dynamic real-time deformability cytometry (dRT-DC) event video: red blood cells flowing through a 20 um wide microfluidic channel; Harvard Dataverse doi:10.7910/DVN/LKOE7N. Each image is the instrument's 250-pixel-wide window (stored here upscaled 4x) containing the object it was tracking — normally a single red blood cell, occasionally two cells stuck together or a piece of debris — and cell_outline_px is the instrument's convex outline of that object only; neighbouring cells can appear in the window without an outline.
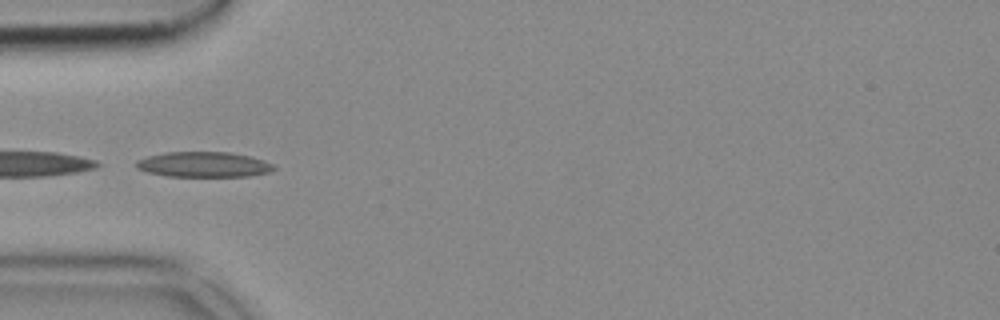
{"species": "common noctule bat (a hibernating species)", "species_latin": "Nyctalus noctula", "temperature_condition": "cold", "stored_images_in_passage": 36, "camera_frame_rate_fps": 3000, "um_per_image_px": 0.085, "animal": {"sex": "female", "body_mass_g": 18.4}, "frame": {"image": 1, "passage_image": 1, "time_ms": 0.0, "image_size_px": [1000, 320], "cell_outline_px": [[276, 168], [268, 172], [248, 176], [168, 176], [148, 172], [136, 168], [136, 160], [148, 156], [164, 152], [228, 152], [252, 156], [264, 160], [272, 164]], "centroid_in_image_um": [17.3, 13.97], "position_along_channel_um": 67.7, "area_um2": 20.23}}
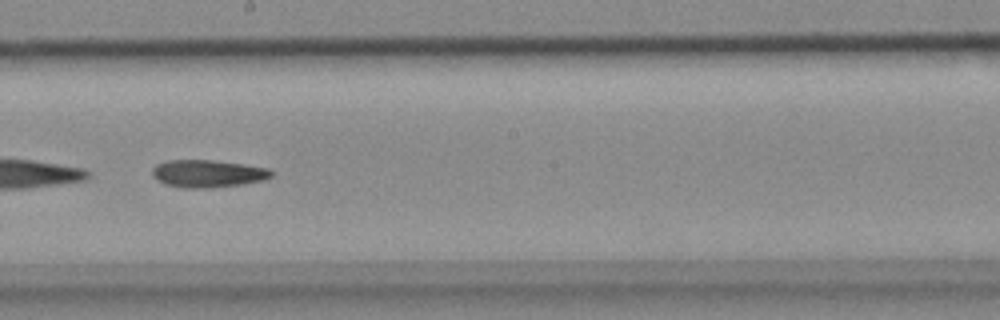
{"frame": {"image": 2, "passage_image": 14, "time_ms": 4.333, "image_size_px": [1000, 320], "cell_outline_px": [[276, 172], [272, 176], [264, 180], [244, 184], [208, 188], [184, 188], [164, 184], [152, 176], [152, 168], [156, 164], [168, 160], [212, 160], [244, 164], [272, 168]], "centroid_in_image_um": [17.71, 14.75], "position_along_channel_um": 230.5, "area_um2": 19.42}}
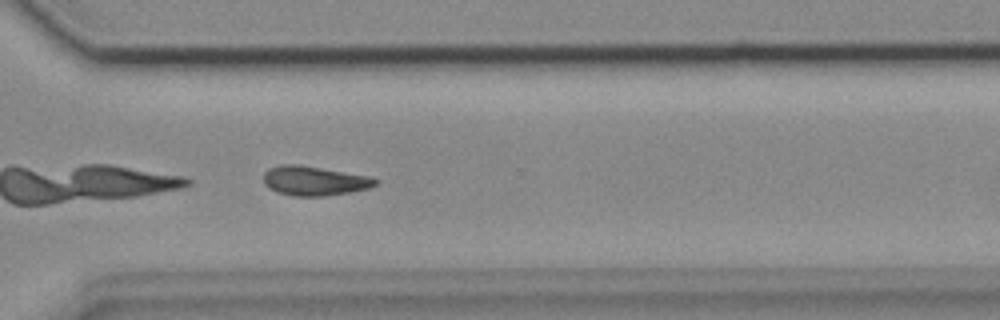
{"frame": {"image": 3, "passage_image": 23, "time_ms": 7.333, "image_size_px": [1000, 320], "cell_outline_px": [[380, 180], [376, 184], [368, 188], [352, 192], [324, 196], [292, 196], [276, 192], [268, 188], [264, 184], [264, 172], [268, 168], [280, 164], [300, 164], [368, 176]], "centroid_in_image_um": [26.68, 15.37], "position_along_channel_um": 343.9, "area_um2": 19.36}}